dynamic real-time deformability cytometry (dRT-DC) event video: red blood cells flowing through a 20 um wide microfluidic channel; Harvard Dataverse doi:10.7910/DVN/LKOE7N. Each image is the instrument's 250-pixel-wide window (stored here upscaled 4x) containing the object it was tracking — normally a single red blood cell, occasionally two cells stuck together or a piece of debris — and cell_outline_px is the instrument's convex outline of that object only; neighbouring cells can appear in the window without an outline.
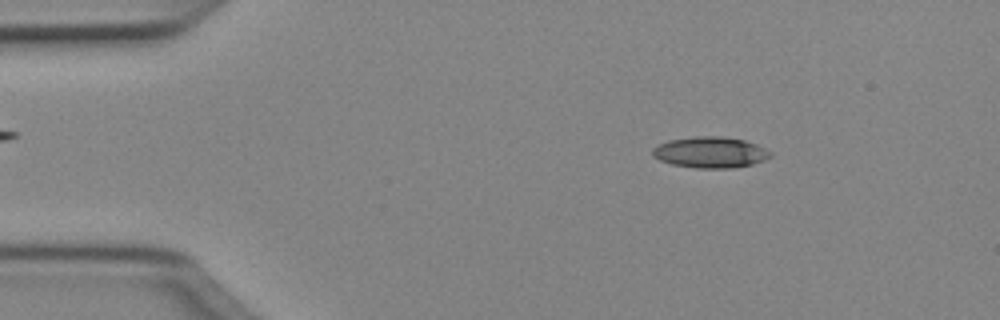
{"species": "Egyptian fruit bat (a non-hibernating species)", "species_latin": "Rousettus aegyptiacus", "temperature_condition": "cold", "stored_images_in_passage": 49, "camera_frame_rate_fps": 3000, "um_per_image_px": 0.085, "animal": {"sex": "female"}, "frame": {"image": 1, "passage_image": 7, "time_ms": 2.0, "image_size_px": [1000, 320], "cell_outline_px": [[772, 156], [764, 160], [752, 164], [732, 168], [696, 168], [672, 164], [660, 160], [652, 156], [652, 148], [668, 140], [696, 136], [720, 136], [744, 140], [756, 144], [772, 152]], "centroid_in_image_um": [60.37, 12.95], "position_along_channel_um": 24.6, "area_um2": 21.33}}
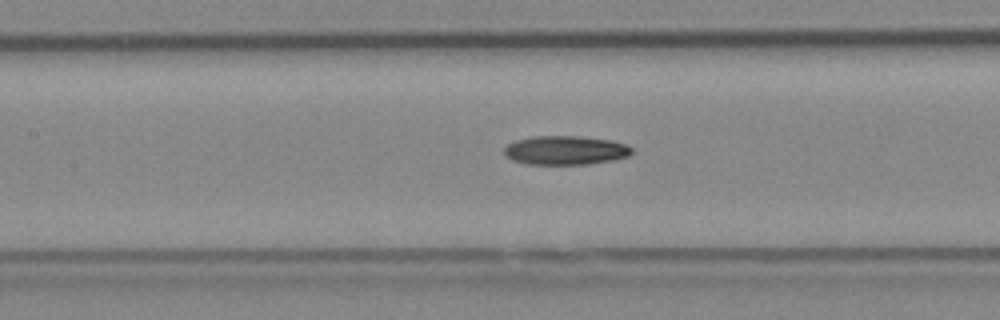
{"frame": {"image": 2, "passage_image": 22, "time_ms": 7.0, "image_size_px": [1000, 320], "cell_outline_px": [[632, 152], [628, 156], [612, 160], [588, 164], [524, 164], [512, 160], [504, 156], [504, 148], [508, 144], [516, 140], [532, 136], [576, 136], [612, 140], [624, 144], [632, 148]], "centroid_in_image_um": [48.02, 12.77], "position_along_channel_um": 159.4, "area_um2": 21.56}}
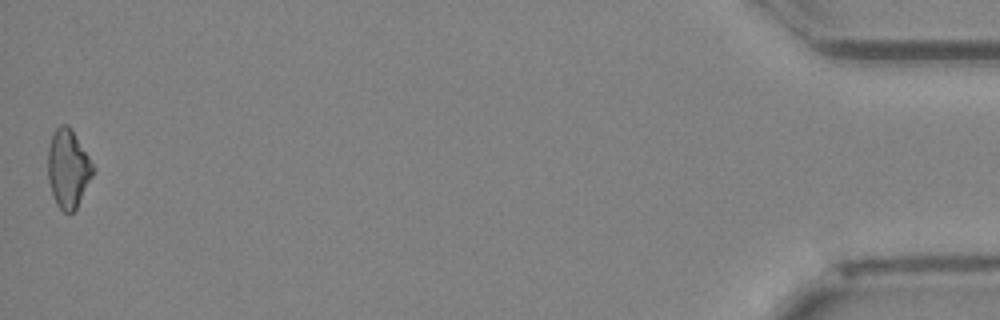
{"frame": {"image": 3, "passage_image": 49, "time_ms": 16.0, "image_size_px": [1000, 320], "cell_outline_px": [[96, 168], [76, 208], [72, 212], [64, 212], [56, 204], [48, 180], [48, 148], [52, 136], [56, 128], [60, 124], [68, 124], [72, 128]], "centroid_in_image_um": [5.8, 14.29], "position_along_channel_um": 429.4, "area_um2": 20.58}}